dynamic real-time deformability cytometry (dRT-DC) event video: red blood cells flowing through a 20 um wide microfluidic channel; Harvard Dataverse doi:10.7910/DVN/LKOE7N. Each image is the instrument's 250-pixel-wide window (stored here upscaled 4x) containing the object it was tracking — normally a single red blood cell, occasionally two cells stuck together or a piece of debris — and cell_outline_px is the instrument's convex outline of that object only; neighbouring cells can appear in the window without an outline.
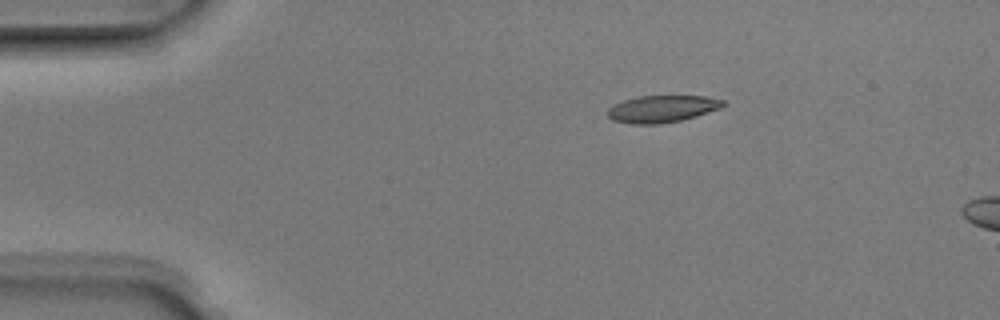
{"species": "Egyptian fruit bat (a non-hibernating species)", "species_latin": "Rousettus aegyptiacus", "temperature_condition": "room temperature", "stored_images_in_passage": 4, "camera_frame_rate_fps": 3000, "um_per_image_px": 0.085, "animal": {"sex": "male"}, "frame": {"image": 1, "passage_image": 2, "time_ms": 0.333, "image_size_px": [1000, 320], "cell_outline_px": [[724, 104], [720, 108], [696, 116], [680, 120], [660, 124], [632, 124], [612, 120], [608, 116], [608, 108], [624, 100], [640, 96], [704, 96], [724, 100]], "centroid_in_image_um": [56.27, 9.26], "position_along_channel_um": 28.7, "area_um2": 17.98}}